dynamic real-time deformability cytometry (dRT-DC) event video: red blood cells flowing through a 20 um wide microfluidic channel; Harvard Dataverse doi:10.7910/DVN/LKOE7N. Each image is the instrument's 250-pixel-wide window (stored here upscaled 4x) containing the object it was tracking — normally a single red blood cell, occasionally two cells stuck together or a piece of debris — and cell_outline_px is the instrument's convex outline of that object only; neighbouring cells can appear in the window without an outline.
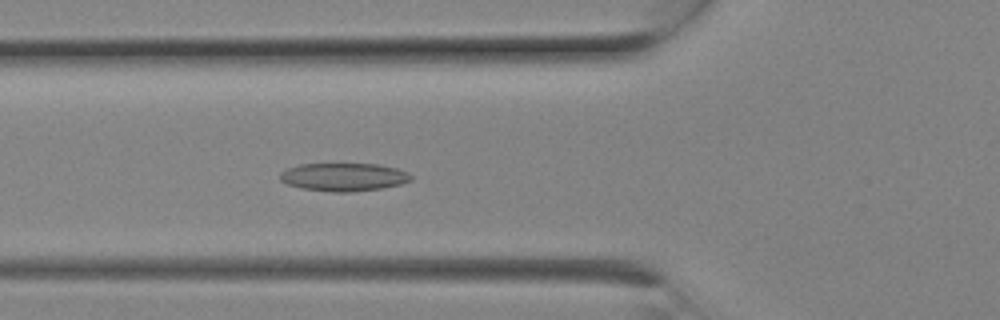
{"species": "Egyptian fruit bat (a non-hibernating species)", "species_latin": "Rousettus aegyptiacus", "temperature_condition": "room temperature", "stored_images_in_passage": 7, "camera_frame_rate_fps": 3000, "um_per_image_px": 0.085, "animal": {"sex": "female"}, "frame": {"image": 1, "passage_image": 7, "time_ms": 2.0, "image_size_px": [1000, 320], "cell_outline_px": [[412, 180], [400, 184], [380, 188], [348, 192], [336, 192], [300, 188], [288, 184], [280, 180], [280, 172], [288, 168], [300, 164], [380, 164], [396, 168], [408, 172], [412, 176]], "centroid_in_image_um": [29.22, 15.04], "position_along_channel_um": 96.6, "area_um2": 21.33}}